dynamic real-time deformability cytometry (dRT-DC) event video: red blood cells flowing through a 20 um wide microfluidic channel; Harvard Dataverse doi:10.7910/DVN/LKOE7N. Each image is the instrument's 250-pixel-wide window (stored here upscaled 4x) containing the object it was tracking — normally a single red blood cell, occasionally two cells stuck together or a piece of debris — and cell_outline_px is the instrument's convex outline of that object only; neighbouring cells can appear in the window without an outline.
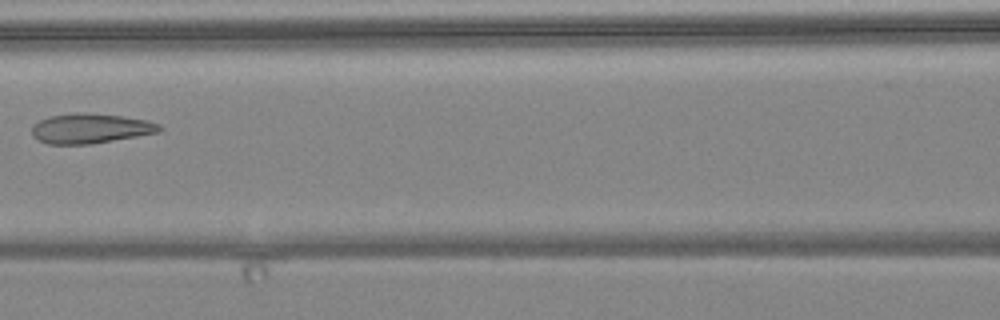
{"species": "common noctule bat (a hibernating species)", "species_latin": "Nyctalus noctula", "temperature_condition": "warm", "stored_images_in_passage": 7, "camera_frame_rate_fps": 3000, "um_per_image_px": 0.085, "animal": {"sex": "female", "body_mass_g": 24.6, "forearm_length_mm": 56.2}, "frame": {"image": 1, "passage_image": 7, "time_ms": 7.333, "image_size_px": [1000, 320], "cell_outline_px": [[164, 128], [160, 132], [92, 144], [48, 144], [36, 140], [32, 136], [32, 124], [48, 116], [76, 112], [88, 112], [120, 116], [148, 120], [160, 124]], "centroid_in_image_um": [7.67, 10.91], "position_along_channel_um": 158.9, "area_um2": 22.54}}